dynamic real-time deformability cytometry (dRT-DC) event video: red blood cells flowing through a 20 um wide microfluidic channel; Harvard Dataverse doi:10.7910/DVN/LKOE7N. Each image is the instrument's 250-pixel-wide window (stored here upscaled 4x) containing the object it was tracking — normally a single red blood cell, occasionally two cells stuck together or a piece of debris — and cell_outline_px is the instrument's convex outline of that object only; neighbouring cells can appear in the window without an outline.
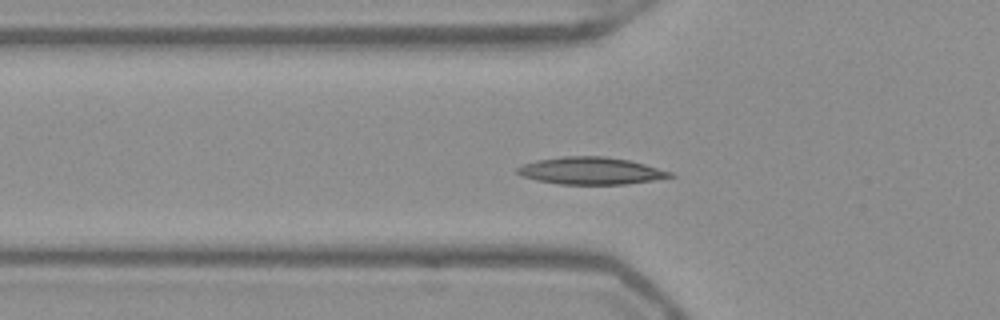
{"species": "Egyptian fruit bat (a non-hibernating species)", "species_latin": "Rousettus aegyptiacus", "temperature_condition": "warm", "stored_images_in_passage": 51, "segment_of_instrument_passage": [1, 2], "camera_frame_rate_fps": 3000, "um_per_image_px": 0.085, "frame": {"image": 1, "passage_image": 16, "time_ms": 5.0, "image_size_px": [1000, 320], "cell_outline_px": [[676, 176], [652, 180], [624, 184], [560, 184], [536, 180], [520, 176], [516, 172], [516, 168], [524, 164], [536, 160], [564, 156], [604, 156], [628, 160], [644, 164], [672, 172]], "centroid_in_image_um": [50.18, 14.51], "position_along_channel_um": 75.6, "area_um2": 24.1}}
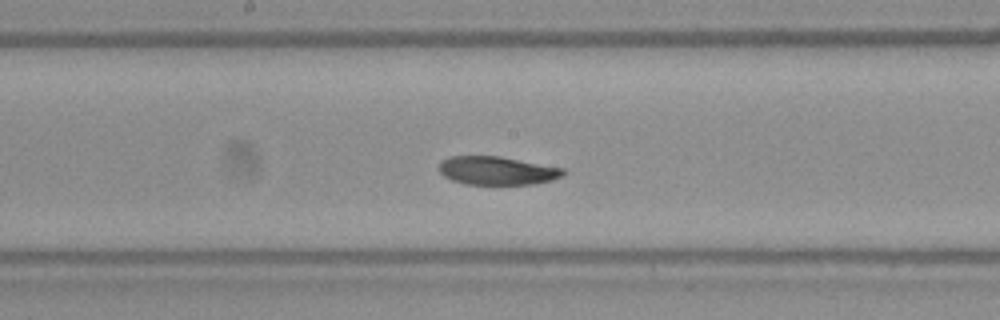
{"frame": {"image": 2, "passage_image": 26, "time_ms": 8.333, "image_size_px": [1000, 320], "cell_outline_px": [[568, 172], [564, 176], [552, 180], [532, 184], [464, 184], [452, 180], [444, 176], [436, 168], [440, 160], [448, 156], [500, 156], [564, 168]], "centroid_in_image_um": [42.23, 14.49], "position_along_channel_um": 206.0, "area_um2": 20.87}}
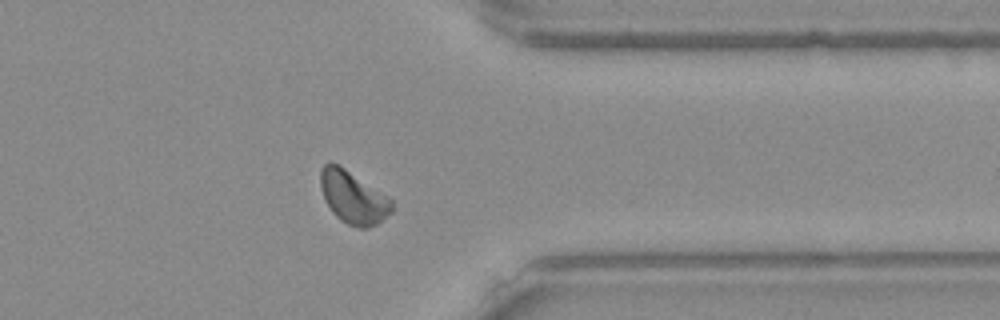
{"frame": {"image": 3, "passage_image": 40, "time_ms": 13.0, "image_size_px": [1000, 320], "cell_outline_px": [[392, 212], [376, 224], [368, 228], [360, 228], [348, 224], [340, 220], [332, 212], [324, 200], [320, 188], [320, 168], [328, 160], [344, 168], [388, 196], [392, 200]], "centroid_in_image_um": [29.98, 16.77], "position_along_channel_um": 381.4, "area_um2": 21.85}}